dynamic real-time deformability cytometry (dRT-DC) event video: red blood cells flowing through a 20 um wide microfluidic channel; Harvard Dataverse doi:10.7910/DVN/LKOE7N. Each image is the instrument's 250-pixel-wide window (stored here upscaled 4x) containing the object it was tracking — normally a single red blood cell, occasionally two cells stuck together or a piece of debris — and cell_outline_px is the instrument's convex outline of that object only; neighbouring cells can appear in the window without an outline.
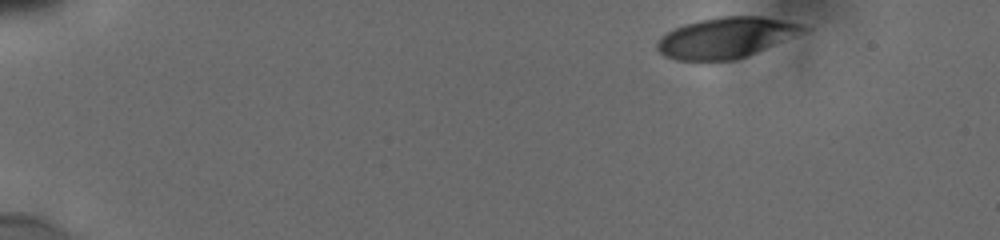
{"species": "human", "species_latin": "Homo sapiens", "temperature_condition": "cold", "stored_images_in_passage": 12, "camera_frame_rate_fps": 3000, "um_per_image_px": 0.085, "donor": {"sex": "male"}, "frame": {"image": 1, "passage_image": 1, "time_ms": 0.0, "image_size_px": [1000, 240], "cell_outline_px": [[812, 28], [736, 60], [676, 60], [664, 56], [656, 48], [656, 44], [660, 36], [684, 24], [700, 20], [720, 16], [760, 16], [812, 24]], "centroid_in_image_um": [61.74, 3.18], "position_along_channel_um": 23.3, "area_um2": 34.56}}
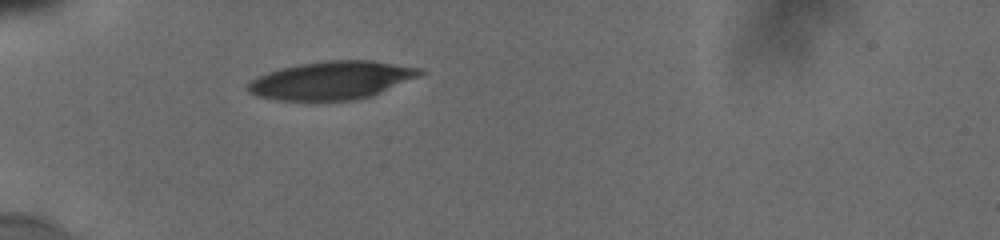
{"frame": {"image": 2, "passage_image": 10, "time_ms": 3.667, "image_size_px": [1000, 240], "cell_outline_px": [[428, 72], [420, 76], [372, 96], [356, 100], [280, 100], [256, 96], [248, 92], [248, 84], [252, 80], [268, 72], [280, 68], [300, 64], [328, 60], [372, 60], [424, 68]], "centroid_in_image_um": [28.27, 6.82], "position_along_channel_um": 56.7, "area_um2": 38.32}}